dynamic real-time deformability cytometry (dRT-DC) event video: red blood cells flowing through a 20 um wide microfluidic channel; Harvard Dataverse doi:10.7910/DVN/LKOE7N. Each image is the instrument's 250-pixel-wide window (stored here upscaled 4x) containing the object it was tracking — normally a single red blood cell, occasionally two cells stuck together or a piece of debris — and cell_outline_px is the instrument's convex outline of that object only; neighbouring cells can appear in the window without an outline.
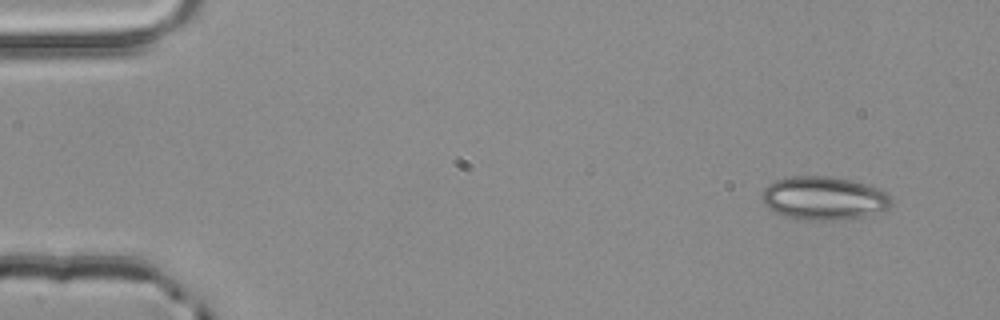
{"species": "common noctule bat (a hibernating species)", "species_latin": "Nyctalus noctula", "temperature_condition": "room temperature", "stored_images_in_passage": 4, "camera_frame_rate_fps": 3000, "um_per_image_px": 0.085, "animal": {"sex": "male", "body_mass_g": 20.4}, "frame": {"image": 1, "passage_image": 1, "time_ms": 0.0, "image_size_px": [1000, 320], "cell_outline_px": [[892, 204], [888, 208], [864, 216], [840, 220], [796, 220], [784, 216], [768, 208], [760, 200], [760, 192], [768, 184], [776, 180], [792, 176], [832, 176], [864, 184], [876, 188], [884, 192], [892, 200]], "centroid_in_image_um": [69.94, 16.86], "position_along_channel_um": 15.1, "area_um2": 32.77}}